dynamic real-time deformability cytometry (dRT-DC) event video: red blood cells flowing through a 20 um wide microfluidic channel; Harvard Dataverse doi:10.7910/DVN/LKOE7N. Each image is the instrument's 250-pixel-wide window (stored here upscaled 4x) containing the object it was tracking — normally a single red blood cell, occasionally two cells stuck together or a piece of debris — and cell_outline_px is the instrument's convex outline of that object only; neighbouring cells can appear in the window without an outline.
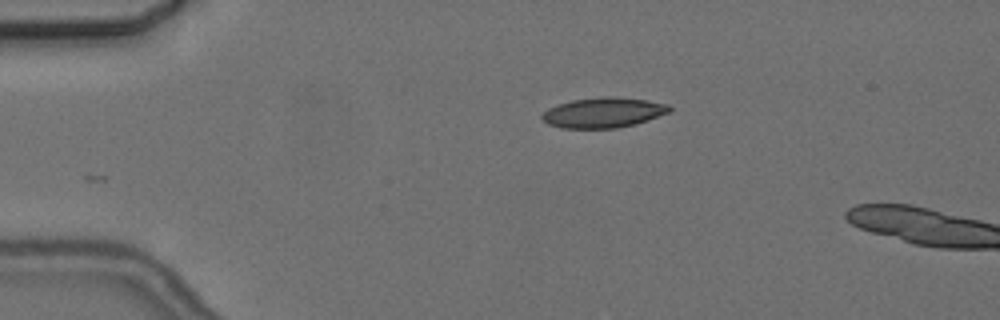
{"species": "common noctule bat (a hibernating species)", "species_latin": "Nyctalus noctula", "temperature_condition": "cold", "stored_images_in_passage": 3, "camera_frame_rate_fps": 3000, "um_per_image_px": 0.085, "animal": {"sex": "female", "body_mass_g": 24.6, "forearm_length_mm": 56.2}, "frame": {"image": 1, "passage_image": 3, "time_ms": 3.0, "image_size_px": [1000, 320], "cell_outline_px": [[672, 112], [636, 124], [616, 128], [560, 128], [548, 124], [540, 116], [548, 108], [572, 100], [600, 96], [612, 96], [648, 100], [668, 104], [672, 108]], "centroid_in_image_um": [51.33, 9.57], "position_along_channel_um": 33.7, "area_um2": 22.6}}